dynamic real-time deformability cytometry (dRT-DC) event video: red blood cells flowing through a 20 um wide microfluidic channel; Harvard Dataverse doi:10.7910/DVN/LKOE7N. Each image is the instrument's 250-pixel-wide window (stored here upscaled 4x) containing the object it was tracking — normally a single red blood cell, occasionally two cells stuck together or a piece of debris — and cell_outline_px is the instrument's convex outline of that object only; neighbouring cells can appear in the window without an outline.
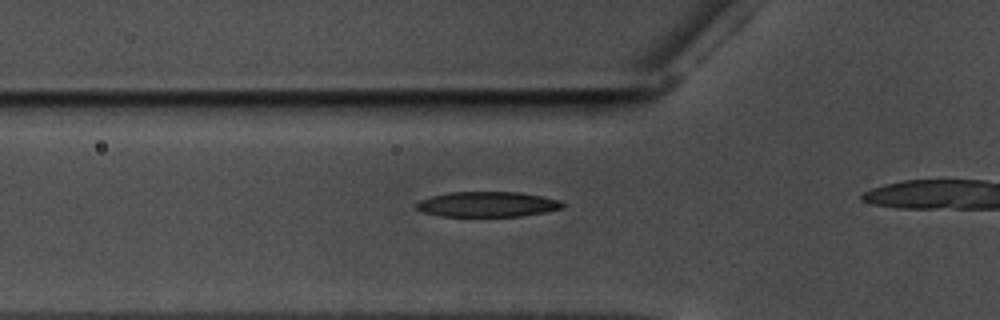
{"species": "common noctule bat (a hibernating species)", "species_latin": "Nyctalus noctula", "temperature_condition": "warm", "stored_images_in_passage": 19, "camera_frame_rate_fps": 3000, "um_per_image_px": 0.085, "animal": {"sex": "male", "body_mass_g": 17.5, "forearm_length_mm": 52.3}, "frame": {"image": 1, "passage_image": 14, "time_ms": 4.333, "image_size_px": [1000, 320], "cell_outline_px": [[564, 208], [544, 212], [520, 216], [440, 216], [424, 212], [416, 208], [416, 204], [420, 200], [432, 196], [452, 192], [520, 192], [560, 200], [564, 204]], "centroid_in_image_um": [41.45, 17.36], "position_along_channel_um": 84.4, "area_um2": 21.33}}